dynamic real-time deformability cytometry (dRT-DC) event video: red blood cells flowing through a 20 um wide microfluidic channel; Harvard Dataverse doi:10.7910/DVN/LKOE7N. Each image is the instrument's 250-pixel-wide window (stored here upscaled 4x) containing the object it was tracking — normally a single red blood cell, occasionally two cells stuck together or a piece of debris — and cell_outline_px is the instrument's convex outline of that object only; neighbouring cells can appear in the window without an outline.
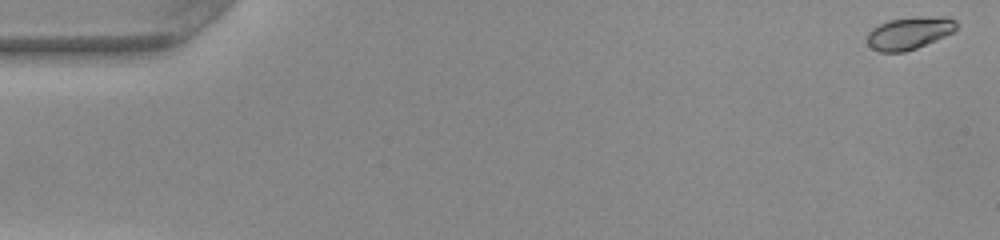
{"species": "common noctule bat (a hibernating species)", "species_latin": "Nyctalus noctula", "temperature_condition": "warm", "stored_images_in_passage": 51, "camera_frame_rate_fps": 3000, "um_per_image_px": 0.085, "animal": {"sex": "female", "body_mass_g": 22.0, "forearm_length_mm": 56.7}, "frame": {"image": 1, "passage_image": 1, "time_ms": 0.0, "image_size_px": [1000, 240], "cell_outline_px": [[956, 28], [952, 32], [936, 40], [916, 48], [904, 52], [880, 52], [872, 48], [868, 44], [868, 32], [872, 28], [888, 20], [920, 16], [948, 16], [956, 20]], "centroid_in_image_um": [77.3, 2.79], "position_along_channel_um": 7.7, "area_um2": 16.88}}
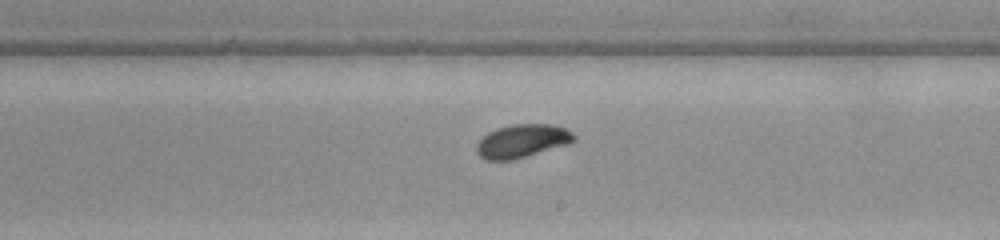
{"frame": {"image": 2, "passage_image": 30, "time_ms": 9.667, "image_size_px": [1000, 240], "cell_outline_px": [[576, 140], [568, 144], [512, 160], [484, 160], [476, 152], [476, 144], [488, 132], [496, 128], [512, 124], [552, 124], [564, 128], [572, 132], [576, 136]], "centroid_in_image_um": [44.37, 11.98], "position_along_channel_um": 244.6, "area_um2": 18.9}}
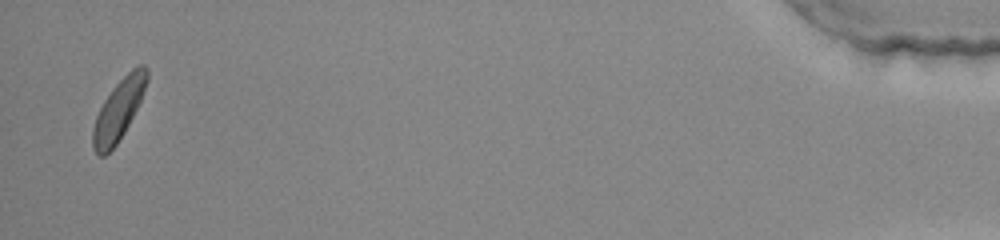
{"frame": {"image": 3, "passage_image": 50, "time_ms": 16.333, "image_size_px": [1000, 240], "cell_outline_px": [[148, 80], [140, 100], [124, 132], [116, 144], [104, 156], [100, 156], [92, 148], [92, 128], [96, 116], [104, 100], [112, 88], [136, 64], [144, 64], [148, 68]], "centroid_in_image_um": [10.07, 9.3], "position_along_channel_um": 425.1, "area_um2": 18.9}}